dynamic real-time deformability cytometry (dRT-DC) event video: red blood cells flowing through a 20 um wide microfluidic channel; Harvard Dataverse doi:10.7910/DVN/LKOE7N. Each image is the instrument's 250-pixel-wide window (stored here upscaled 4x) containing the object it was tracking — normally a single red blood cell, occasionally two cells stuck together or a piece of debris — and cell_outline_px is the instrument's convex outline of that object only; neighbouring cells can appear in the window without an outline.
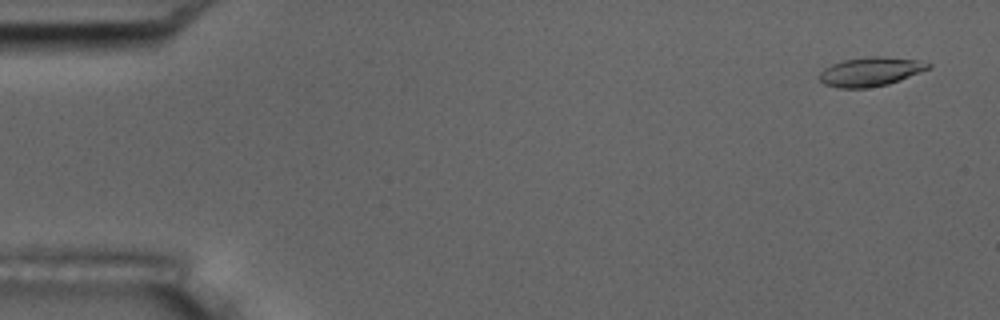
{"species": "common noctule bat (a hibernating species)", "species_latin": "Nyctalus noctula", "temperature_condition": "room temperature", "stored_images_in_passage": 5, "camera_frame_rate_fps": 3000, "um_per_image_px": 0.085, "animal": {"sex": "male", "body_mass_g": 17.5, "forearm_length_mm": 52.3}, "frame": {"image": 1, "passage_image": 1, "time_ms": 0.0, "image_size_px": [1000, 320], "cell_outline_px": [[932, 64], [928, 68], [900, 80], [888, 84], [864, 88], [840, 88], [824, 84], [820, 80], [820, 72], [824, 68], [832, 64], [844, 60], [872, 56], [880, 56], [920, 60]], "centroid_in_image_um": [73.97, 6.09], "position_along_channel_um": 11.0, "area_um2": 18.15}}